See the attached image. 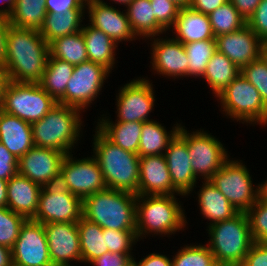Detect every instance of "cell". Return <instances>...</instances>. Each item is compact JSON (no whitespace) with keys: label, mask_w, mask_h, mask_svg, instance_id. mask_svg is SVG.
<instances>
[{"label":"cell","mask_w":267,"mask_h":266,"mask_svg":"<svg viewBox=\"0 0 267 266\" xmlns=\"http://www.w3.org/2000/svg\"><path fill=\"white\" fill-rule=\"evenodd\" d=\"M151 44V60L154 71L172 78L188 76V57L183 43L174 37L155 39Z\"/></svg>","instance_id":"44dd1931"},{"label":"cell","mask_w":267,"mask_h":266,"mask_svg":"<svg viewBox=\"0 0 267 266\" xmlns=\"http://www.w3.org/2000/svg\"><path fill=\"white\" fill-rule=\"evenodd\" d=\"M18 173V159L0 143V179L9 180Z\"/></svg>","instance_id":"bcb514c9"},{"label":"cell","mask_w":267,"mask_h":266,"mask_svg":"<svg viewBox=\"0 0 267 266\" xmlns=\"http://www.w3.org/2000/svg\"><path fill=\"white\" fill-rule=\"evenodd\" d=\"M175 193L180 194L173 187L164 154L140 157L138 195H175Z\"/></svg>","instance_id":"ffe728a7"},{"label":"cell","mask_w":267,"mask_h":266,"mask_svg":"<svg viewBox=\"0 0 267 266\" xmlns=\"http://www.w3.org/2000/svg\"><path fill=\"white\" fill-rule=\"evenodd\" d=\"M86 44L88 60L100 64L110 72L115 64V49L117 44L103 31L92 27L90 24L82 28Z\"/></svg>","instance_id":"83f0119b"},{"label":"cell","mask_w":267,"mask_h":266,"mask_svg":"<svg viewBox=\"0 0 267 266\" xmlns=\"http://www.w3.org/2000/svg\"><path fill=\"white\" fill-rule=\"evenodd\" d=\"M46 0H16V5L8 18L13 27L40 30L46 12Z\"/></svg>","instance_id":"d590c367"},{"label":"cell","mask_w":267,"mask_h":266,"mask_svg":"<svg viewBox=\"0 0 267 266\" xmlns=\"http://www.w3.org/2000/svg\"><path fill=\"white\" fill-rule=\"evenodd\" d=\"M173 29L175 39L183 44L215 39L209 16L190 7L180 8Z\"/></svg>","instance_id":"d4e9b609"},{"label":"cell","mask_w":267,"mask_h":266,"mask_svg":"<svg viewBox=\"0 0 267 266\" xmlns=\"http://www.w3.org/2000/svg\"><path fill=\"white\" fill-rule=\"evenodd\" d=\"M11 266H20V265H17V264L12 263Z\"/></svg>","instance_id":"003e7915"},{"label":"cell","mask_w":267,"mask_h":266,"mask_svg":"<svg viewBox=\"0 0 267 266\" xmlns=\"http://www.w3.org/2000/svg\"><path fill=\"white\" fill-rule=\"evenodd\" d=\"M249 171L241 161L229 158L210 179L238 212H247L258 200Z\"/></svg>","instance_id":"9c48e42d"},{"label":"cell","mask_w":267,"mask_h":266,"mask_svg":"<svg viewBox=\"0 0 267 266\" xmlns=\"http://www.w3.org/2000/svg\"><path fill=\"white\" fill-rule=\"evenodd\" d=\"M97 129L115 145L138 154L139 140L141 137V122L110 121L107 117L98 119Z\"/></svg>","instance_id":"4316f807"},{"label":"cell","mask_w":267,"mask_h":266,"mask_svg":"<svg viewBox=\"0 0 267 266\" xmlns=\"http://www.w3.org/2000/svg\"><path fill=\"white\" fill-rule=\"evenodd\" d=\"M208 247L219 266H240L254 244L246 212L208 226Z\"/></svg>","instance_id":"277c9868"},{"label":"cell","mask_w":267,"mask_h":266,"mask_svg":"<svg viewBox=\"0 0 267 266\" xmlns=\"http://www.w3.org/2000/svg\"><path fill=\"white\" fill-rule=\"evenodd\" d=\"M109 73L104 66L89 60L76 65L67 83L65 95L58 103L81 111L88 108L102 90Z\"/></svg>","instance_id":"8fae6325"},{"label":"cell","mask_w":267,"mask_h":266,"mask_svg":"<svg viewBox=\"0 0 267 266\" xmlns=\"http://www.w3.org/2000/svg\"><path fill=\"white\" fill-rule=\"evenodd\" d=\"M134 257L131 254L107 252L90 262L93 266H125Z\"/></svg>","instance_id":"681fc988"},{"label":"cell","mask_w":267,"mask_h":266,"mask_svg":"<svg viewBox=\"0 0 267 266\" xmlns=\"http://www.w3.org/2000/svg\"><path fill=\"white\" fill-rule=\"evenodd\" d=\"M258 200L267 203V180L258 186Z\"/></svg>","instance_id":"94428289"},{"label":"cell","mask_w":267,"mask_h":266,"mask_svg":"<svg viewBox=\"0 0 267 266\" xmlns=\"http://www.w3.org/2000/svg\"><path fill=\"white\" fill-rule=\"evenodd\" d=\"M247 25L262 41L267 40V0L260 1L253 15L248 19Z\"/></svg>","instance_id":"f6af8a7d"},{"label":"cell","mask_w":267,"mask_h":266,"mask_svg":"<svg viewBox=\"0 0 267 266\" xmlns=\"http://www.w3.org/2000/svg\"><path fill=\"white\" fill-rule=\"evenodd\" d=\"M85 9L67 10L65 13H47L39 32L48 44L62 36L82 30ZM82 19V20H81Z\"/></svg>","instance_id":"f1b7e54d"},{"label":"cell","mask_w":267,"mask_h":266,"mask_svg":"<svg viewBox=\"0 0 267 266\" xmlns=\"http://www.w3.org/2000/svg\"><path fill=\"white\" fill-rule=\"evenodd\" d=\"M12 263L20 266H53L42 223L26 219L11 249Z\"/></svg>","instance_id":"7c38bea8"},{"label":"cell","mask_w":267,"mask_h":266,"mask_svg":"<svg viewBox=\"0 0 267 266\" xmlns=\"http://www.w3.org/2000/svg\"><path fill=\"white\" fill-rule=\"evenodd\" d=\"M216 97L225 116L242 123L267 125V105L258 90L241 74Z\"/></svg>","instance_id":"52a82bcc"},{"label":"cell","mask_w":267,"mask_h":266,"mask_svg":"<svg viewBox=\"0 0 267 266\" xmlns=\"http://www.w3.org/2000/svg\"><path fill=\"white\" fill-rule=\"evenodd\" d=\"M65 156L61 151L34 146L18 159V174L43 186L61 171Z\"/></svg>","instance_id":"d6986e66"},{"label":"cell","mask_w":267,"mask_h":266,"mask_svg":"<svg viewBox=\"0 0 267 266\" xmlns=\"http://www.w3.org/2000/svg\"><path fill=\"white\" fill-rule=\"evenodd\" d=\"M240 73L241 70L230 59L216 50L209 60L202 77L207 81L216 97Z\"/></svg>","instance_id":"1f68e13d"},{"label":"cell","mask_w":267,"mask_h":266,"mask_svg":"<svg viewBox=\"0 0 267 266\" xmlns=\"http://www.w3.org/2000/svg\"><path fill=\"white\" fill-rule=\"evenodd\" d=\"M7 180L0 179V208L7 207Z\"/></svg>","instance_id":"680465c9"},{"label":"cell","mask_w":267,"mask_h":266,"mask_svg":"<svg viewBox=\"0 0 267 266\" xmlns=\"http://www.w3.org/2000/svg\"><path fill=\"white\" fill-rule=\"evenodd\" d=\"M181 8L189 7L191 0H172Z\"/></svg>","instance_id":"be15d7a7"},{"label":"cell","mask_w":267,"mask_h":266,"mask_svg":"<svg viewBox=\"0 0 267 266\" xmlns=\"http://www.w3.org/2000/svg\"><path fill=\"white\" fill-rule=\"evenodd\" d=\"M10 23L8 18L0 17V65L6 60L7 32Z\"/></svg>","instance_id":"11a10c76"},{"label":"cell","mask_w":267,"mask_h":266,"mask_svg":"<svg viewBox=\"0 0 267 266\" xmlns=\"http://www.w3.org/2000/svg\"><path fill=\"white\" fill-rule=\"evenodd\" d=\"M178 134L188 145V154L192 159V170L196 178L201 176L204 181L210 180L229 158L223 144L203 130L189 133L181 125Z\"/></svg>","instance_id":"30bf717a"},{"label":"cell","mask_w":267,"mask_h":266,"mask_svg":"<svg viewBox=\"0 0 267 266\" xmlns=\"http://www.w3.org/2000/svg\"><path fill=\"white\" fill-rule=\"evenodd\" d=\"M125 266H138L137 262L133 258L129 263H127Z\"/></svg>","instance_id":"03108f58"},{"label":"cell","mask_w":267,"mask_h":266,"mask_svg":"<svg viewBox=\"0 0 267 266\" xmlns=\"http://www.w3.org/2000/svg\"><path fill=\"white\" fill-rule=\"evenodd\" d=\"M137 195L106 188L83 199V217L102 229L136 231Z\"/></svg>","instance_id":"7a4b0ae2"},{"label":"cell","mask_w":267,"mask_h":266,"mask_svg":"<svg viewBox=\"0 0 267 266\" xmlns=\"http://www.w3.org/2000/svg\"><path fill=\"white\" fill-rule=\"evenodd\" d=\"M176 199L175 195H137V239L148 233L171 235L185 227V214Z\"/></svg>","instance_id":"8992f818"},{"label":"cell","mask_w":267,"mask_h":266,"mask_svg":"<svg viewBox=\"0 0 267 266\" xmlns=\"http://www.w3.org/2000/svg\"><path fill=\"white\" fill-rule=\"evenodd\" d=\"M181 124H176L172 130H167L157 121L143 122L141 137L139 140V157L149 155H163L170 141L178 133Z\"/></svg>","instance_id":"f546056e"},{"label":"cell","mask_w":267,"mask_h":266,"mask_svg":"<svg viewBox=\"0 0 267 266\" xmlns=\"http://www.w3.org/2000/svg\"><path fill=\"white\" fill-rule=\"evenodd\" d=\"M84 0H46L47 13H65L67 10L86 9Z\"/></svg>","instance_id":"c3c4849f"},{"label":"cell","mask_w":267,"mask_h":266,"mask_svg":"<svg viewBox=\"0 0 267 266\" xmlns=\"http://www.w3.org/2000/svg\"><path fill=\"white\" fill-rule=\"evenodd\" d=\"M80 109L57 103L42 119L31 124L36 147L71 153L79 140Z\"/></svg>","instance_id":"5b68a950"},{"label":"cell","mask_w":267,"mask_h":266,"mask_svg":"<svg viewBox=\"0 0 267 266\" xmlns=\"http://www.w3.org/2000/svg\"><path fill=\"white\" fill-rule=\"evenodd\" d=\"M12 255L11 249L0 245V266H11Z\"/></svg>","instance_id":"9f6ffc18"},{"label":"cell","mask_w":267,"mask_h":266,"mask_svg":"<svg viewBox=\"0 0 267 266\" xmlns=\"http://www.w3.org/2000/svg\"><path fill=\"white\" fill-rule=\"evenodd\" d=\"M260 59L267 66V40L261 42V46H260Z\"/></svg>","instance_id":"6125c7cd"},{"label":"cell","mask_w":267,"mask_h":266,"mask_svg":"<svg viewBox=\"0 0 267 266\" xmlns=\"http://www.w3.org/2000/svg\"><path fill=\"white\" fill-rule=\"evenodd\" d=\"M88 6V7H87ZM89 24L103 31L116 44L122 41L136 40L126 12L109 6L102 0H90L86 3Z\"/></svg>","instance_id":"ac0fdd59"},{"label":"cell","mask_w":267,"mask_h":266,"mask_svg":"<svg viewBox=\"0 0 267 266\" xmlns=\"http://www.w3.org/2000/svg\"><path fill=\"white\" fill-rule=\"evenodd\" d=\"M156 22L165 30H170L176 22L180 6L172 0H150Z\"/></svg>","instance_id":"ee69618b"},{"label":"cell","mask_w":267,"mask_h":266,"mask_svg":"<svg viewBox=\"0 0 267 266\" xmlns=\"http://www.w3.org/2000/svg\"><path fill=\"white\" fill-rule=\"evenodd\" d=\"M240 15L248 21L258 7L261 0H229Z\"/></svg>","instance_id":"f5cc1de1"},{"label":"cell","mask_w":267,"mask_h":266,"mask_svg":"<svg viewBox=\"0 0 267 266\" xmlns=\"http://www.w3.org/2000/svg\"><path fill=\"white\" fill-rule=\"evenodd\" d=\"M137 264L138 266H172V260L159 253H151L137 262Z\"/></svg>","instance_id":"db71d44e"},{"label":"cell","mask_w":267,"mask_h":266,"mask_svg":"<svg viewBox=\"0 0 267 266\" xmlns=\"http://www.w3.org/2000/svg\"><path fill=\"white\" fill-rule=\"evenodd\" d=\"M208 16L215 37L221 34L233 33L247 24V21L230 1L218 7Z\"/></svg>","instance_id":"74e56055"},{"label":"cell","mask_w":267,"mask_h":266,"mask_svg":"<svg viewBox=\"0 0 267 266\" xmlns=\"http://www.w3.org/2000/svg\"><path fill=\"white\" fill-rule=\"evenodd\" d=\"M152 83L145 78L133 79L120 88L117 97L118 122H148L154 107Z\"/></svg>","instance_id":"4fadbf2b"},{"label":"cell","mask_w":267,"mask_h":266,"mask_svg":"<svg viewBox=\"0 0 267 266\" xmlns=\"http://www.w3.org/2000/svg\"><path fill=\"white\" fill-rule=\"evenodd\" d=\"M0 143L21 158L35 146L31 124L0 109Z\"/></svg>","instance_id":"cb8c5ba5"},{"label":"cell","mask_w":267,"mask_h":266,"mask_svg":"<svg viewBox=\"0 0 267 266\" xmlns=\"http://www.w3.org/2000/svg\"><path fill=\"white\" fill-rule=\"evenodd\" d=\"M112 1L127 6L132 0H112Z\"/></svg>","instance_id":"e7e4bbea"},{"label":"cell","mask_w":267,"mask_h":266,"mask_svg":"<svg viewBox=\"0 0 267 266\" xmlns=\"http://www.w3.org/2000/svg\"><path fill=\"white\" fill-rule=\"evenodd\" d=\"M41 189V185L17 173L7 182V208L32 219L38 208Z\"/></svg>","instance_id":"603a6c76"},{"label":"cell","mask_w":267,"mask_h":266,"mask_svg":"<svg viewBox=\"0 0 267 266\" xmlns=\"http://www.w3.org/2000/svg\"><path fill=\"white\" fill-rule=\"evenodd\" d=\"M9 83L8 73L3 65H0V106L3 99V94L7 84Z\"/></svg>","instance_id":"6f0895ef"},{"label":"cell","mask_w":267,"mask_h":266,"mask_svg":"<svg viewBox=\"0 0 267 266\" xmlns=\"http://www.w3.org/2000/svg\"><path fill=\"white\" fill-rule=\"evenodd\" d=\"M74 67L72 64L49 54L39 85L58 102L65 95L67 83L72 76Z\"/></svg>","instance_id":"d6a6232c"},{"label":"cell","mask_w":267,"mask_h":266,"mask_svg":"<svg viewBox=\"0 0 267 266\" xmlns=\"http://www.w3.org/2000/svg\"><path fill=\"white\" fill-rule=\"evenodd\" d=\"M80 236L82 262L90 263L97 257L109 252L106 246V235L96 223L82 217L77 223Z\"/></svg>","instance_id":"836d02e7"},{"label":"cell","mask_w":267,"mask_h":266,"mask_svg":"<svg viewBox=\"0 0 267 266\" xmlns=\"http://www.w3.org/2000/svg\"><path fill=\"white\" fill-rule=\"evenodd\" d=\"M240 266H267V243L254 242Z\"/></svg>","instance_id":"7dc6e473"},{"label":"cell","mask_w":267,"mask_h":266,"mask_svg":"<svg viewBox=\"0 0 267 266\" xmlns=\"http://www.w3.org/2000/svg\"><path fill=\"white\" fill-rule=\"evenodd\" d=\"M188 57V77L203 76L209 60L216 49V39L183 44Z\"/></svg>","instance_id":"8d00e7d4"},{"label":"cell","mask_w":267,"mask_h":266,"mask_svg":"<svg viewBox=\"0 0 267 266\" xmlns=\"http://www.w3.org/2000/svg\"><path fill=\"white\" fill-rule=\"evenodd\" d=\"M49 54L73 66L88 61L82 31L55 39L49 44Z\"/></svg>","instance_id":"e575fe53"},{"label":"cell","mask_w":267,"mask_h":266,"mask_svg":"<svg viewBox=\"0 0 267 266\" xmlns=\"http://www.w3.org/2000/svg\"><path fill=\"white\" fill-rule=\"evenodd\" d=\"M4 68L9 81L39 83L49 57V44L39 30L9 26Z\"/></svg>","instance_id":"6da1fadb"},{"label":"cell","mask_w":267,"mask_h":266,"mask_svg":"<svg viewBox=\"0 0 267 266\" xmlns=\"http://www.w3.org/2000/svg\"><path fill=\"white\" fill-rule=\"evenodd\" d=\"M103 235H106V246L109 252L131 254L132 246L139 241L136 231H121L113 229H103Z\"/></svg>","instance_id":"b9f144b4"},{"label":"cell","mask_w":267,"mask_h":266,"mask_svg":"<svg viewBox=\"0 0 267 266\" xmlns=\"http://www.w3.org/2000/svg\"><path fill=\"white\" fill-rule=\"evenodd\" d=\"M215 39L216 49L240 70L260 58L262 40L247 24L233 33L221 34Z\"/></svg>","instance_id":"e0dca14e"},{"label":"cell","mask_w":267,"mask_h":266,"mask_svg":"<svg viewBox=\"0 0 267 266\" xmlns=\"http://www.w3.org/2000/svg\"><path fill=\"white\" fill-rule=\"evenodd\" d=\"M3 2L7 4V7L0 9V17L9 18L15 8L16 0H4Z\"/></svg>","instance_id":"91938a15"},{"label":"cell","mask_w":267,"mask_h":266,"mask_svg":"<svg viewBox=\"0 0 267 266\" xmlns=\"http://www.w3.org/2000/svg\"><path fill=\"white\" fill-rule=\"evenodd\" d=\"M25 220L24 216L7 207L0 208V245L12 249Z\"/></svg>","instance_id":"ab89813d"},{"label":"cell","mask_w":267,"mask_h":266,"mask_svg":"<svg viewBox=\"0 0 267 266\" xmlns=\"http://www.w3.org/2000/svg\"><path fill=\"white\" fill-rule=\"evenodd\" d=\"M42 189L46 193L56 194V193H71L68 187L65 176L60 171L57 175H54L47 183L42 186Z\"/></svg>","instance_id":"f907efd6"},{"label":"cell","mask_w":267,"mask_h":266,"mask_svg":"<svg viewBox=\"0 0 267 266\" xmlns=\"http://www.w3.org/2000/svg\"><path fill=\"white\" fill-rule=\"evenodd\" d=\"M164 156L173 187L181 196L188 195L196 186L197 178L192 170L188 145L178 133L170 141Z\"/></svg>","instance_id":"7402d4cb"},{"label":"cell","mask_w":267,"mask_h":266,"mask_svg":"<svg viewBox=\"0 0 267 266\" xmlns=\"http://www.w3.org/2000/svg\"><path fill=\"white\" fill-rule=\"evenodd\" d=\"M61 172L70 192L82 200L107 188L101 168L93 156L75 160L73 154H66L61 164Z\"/></svg>","instance_id":"5bb4252c"},{"label":"cell","mask_w":267,"mask_h":266,"mask_svg":"<svg viewBox=\"0 0 267 266\" xmlns=\"http://www.w3.org/2000/svg\"><path fill=\"white\" fill-rule=\"evenodd\" d=\"M95 132L93 157L101 168L106 187L138 195L139 155L115 145L97 128Z\"/></svg>","instance_id":"3957f363"},{"label":"cell","mask_w":267,"mask_h":266,"mask_svg":"<svg viewBox=\"0 0 267 266\" xmlns=\"http://www.w3.org/2000/svg\"><path fill=\"white\" fill-rule=\"evenodd\" d=\"M229 0H191L189 7L193 10L209 15Z\"/></svg>","instance_id":"816d5d0a"},{"label":"cell","mask_w":267,"mask_h":266,"mask_svg":"<svg viewBox=\"0 0 267 266\" xmlns=\"http://www.w3.org/2000/svg\"><path fill=\"white\" fill-rule=\"evenodd\" d=\"M125 11L136 37L143 36L148 39L166 32L156 22L150 0H132Z\"/></svg>","instance_id":"4dcf8cb0"},{"label":"cell","mask_w":267,"mask_h":266,"mask_svg":"<svg viewBox=\"0 0 267 266\" xmlns=\"http://www.w3.org/2000/svg\"><path fill=\"white\" fill-rule=\"evenodd\" d=\"M57 103L39 83L9 81L0 109L33 124L42 119Z\"/></svg>","instance_id":"ba28073f"},{"label":"cell","mask_w":267,"mask_h":266,"mask_svg":"<svg viewBox=\"0 0 267 266\" xmlns=\"http://www.w3.org/2000/svg\"><path fill=\"white\" fill-rule=\"evenodd\" d=\"M172 266H219L208 245H186L172 258Z\"/></svg>","instance_id":"f35d334b"},{"label":"cell","mask_w":267,"mask_h":266,"mask_svg":"<svg viewBox=\"0 0 267 266\" xmlns=\"http://www.w3.org/2000/svg\"><path fill=\"white\" fill-rule=\"evenodd\" d=\"M198 198L201 214L210 221L208 226L230 219L238 213L210 180L204 181Z\"/></svg>","instance_id":"484cf974"},{"label":"cell","mask_w":267,"mask_h":266,"mask_svg":"<svg viewBox=\"0 0 267 266\" xmlns=\"http://www.w3.org/2000/svg\"><path fill=\"white\" fill-rule=\"evenodd\" d=\"M83 217V200L72 193H46L41 189L32 220L45 223H78Z\"/></svg>","instance_id":"2e32d148"},{"label":"cell","mask_w":267,"mask_h":266,"mask_svg":"<svg viewBox=\"0 0 267 266\" xmlns=\"http://www.w3.org/2000/svg\"><path fill=\"white\" fill-rule=\"evenodd\" d=\"M246 214L254 242L267 243V203L257 200Z\"/></svg>","instance_id":"60d3db41"},{"label":"cell","mask_w":267,"mask_h":266,"mask_svg":"<svg viewBox=\"0 0 267 266\" xmlns=\"http://www.w3.org/2000/svg\"><path fill=\"white\" fill-rule=\"evenodd\" d=\"M260 93L261 99L267 105V66L259 58L247 64L240 73Z\"/></svg>","instance_id":"7bdbcfd3"},{"label":"cell","mask_w":267,"mask_h":266,"mask_svg":"<svg viewBox=\"0 0 267 266\" xmlns=\"http://www.w3.org/2000/svg\"><path fill=\"white\" fill-rule=\"evenodd\" d=\"M43 226L53 266H71L73 260L82 263L77 223H45Z\"/></svg>","instance_id":"9a60e30c"}]
</instances>
